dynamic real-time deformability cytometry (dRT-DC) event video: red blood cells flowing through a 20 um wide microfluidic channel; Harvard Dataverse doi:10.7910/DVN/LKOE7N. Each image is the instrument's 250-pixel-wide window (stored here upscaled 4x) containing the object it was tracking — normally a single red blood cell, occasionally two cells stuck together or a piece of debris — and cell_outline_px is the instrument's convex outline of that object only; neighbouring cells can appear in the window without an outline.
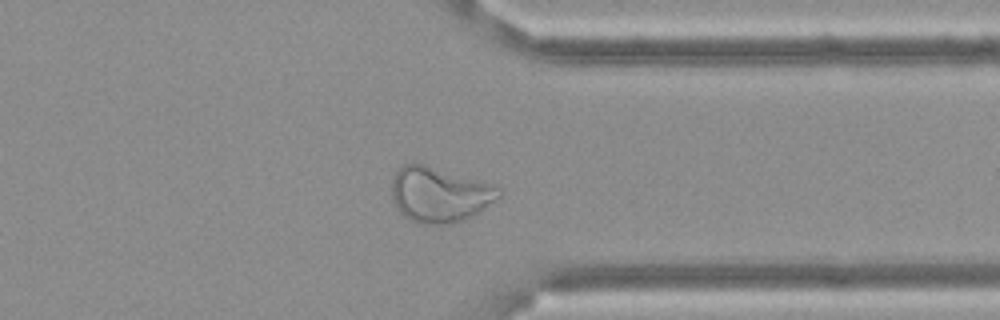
{"species": "Egyptian fruit bat (a non-hibernating species)", "species_latin": "Rousettus aegyptiacus", "temperature_condition": "cold", "stored_images_in_passage": 58, "camera_frame_rate_fps": 3000, "um_per_image_px": 0.085, "frame": {"image": 1, "passage_image": 46, "time_ms": 15.0, "image_size_px": [1000, 320], "cell_outline_px": [[500, 196], [480, 212], [452, 224], [420, 224], [404, 216], [400, 212], [392, 196], [392, 176], [404, 164], [416, 160], [500, 188]], "centroid_in_image_um": [37.31, 16.51], "position_along_channel_um": 374.1, "area_um2": 34.39}}
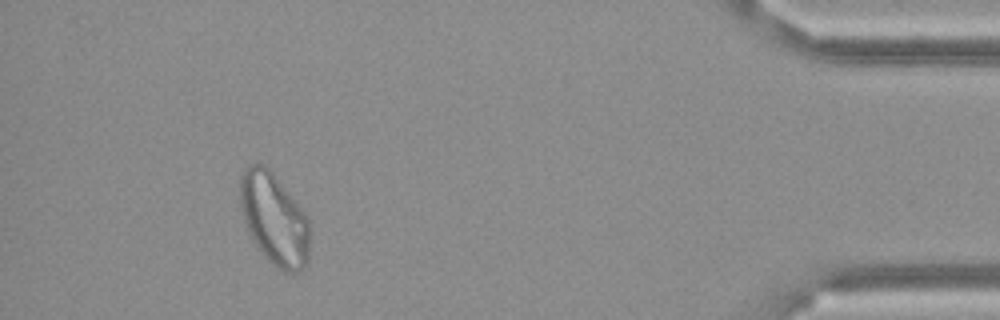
{"frame": {"image": 2, "passage_image": 54, "time_ms": 17.667, "image_size_px": [1000, 320], "cell_outline_px": [[308, 260], [304, 268], [300, 272], [284, 272], [272, 264], [264, 256], [248, 232], [244, 220], [240, 204], [240, 176], [244, 168], [248, 164], [264, 164], [272, 172], [308, 216]], "centroid_in_image_um": [23.29, 18.61], "position_along_channel_um": 411.9, "area_um2": 37.11}}